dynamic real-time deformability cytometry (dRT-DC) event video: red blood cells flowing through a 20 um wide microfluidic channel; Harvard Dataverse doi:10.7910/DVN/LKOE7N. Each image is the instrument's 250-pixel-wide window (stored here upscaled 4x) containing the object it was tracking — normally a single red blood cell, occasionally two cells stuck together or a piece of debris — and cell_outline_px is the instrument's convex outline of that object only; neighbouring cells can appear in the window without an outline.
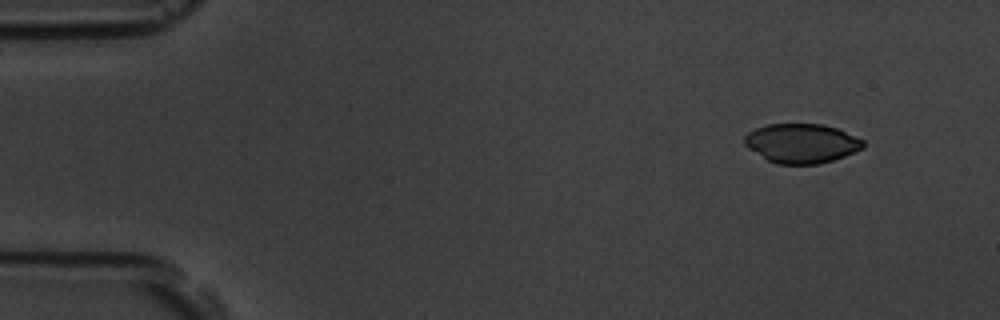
{"species": "common noctule bat (a hibernating species)", "species_latin": "Nyctalus noctula", "temperature_condition": "room temperature", "stored_images_in_passage": 4, "camera_frame_rate_fps": 3000, "um_per_image_px": 0.085, "animal": {"sex": "male", "body_mass_g": 19.5, "forearm_length_mm": 54.6}, "frame": {"image": 1, "passage_image": 1, "time_ms": 0.0, "image_size_px": [1000, 320], "cell_outline_px": [[864, 148], [844, 156], [820, 164], [776, 164], [768, 160], [748, 148], [744, 144], [744, 136], [748, 132], [756, 128], [768, 124], [824, 124], [836, 128], [864, 140]], "centroid_in_image_um": [68.13, 12.18], "position_along_channel_um": 16.9, "area_um2": 27.17}}